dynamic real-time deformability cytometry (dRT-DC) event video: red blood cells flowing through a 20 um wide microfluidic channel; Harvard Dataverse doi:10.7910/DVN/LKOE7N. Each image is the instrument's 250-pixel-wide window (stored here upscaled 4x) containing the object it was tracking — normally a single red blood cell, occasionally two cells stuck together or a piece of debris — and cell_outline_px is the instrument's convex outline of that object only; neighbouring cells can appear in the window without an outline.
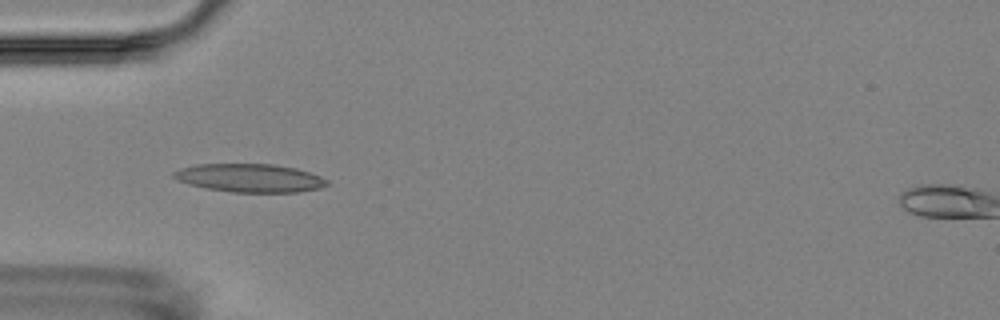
{"species": "Egyptian fruit bat (a non-hibernating species)", "species_latin": "Rousettus aegyptiacus", "temperature_condition": "room temperature", "stored_images_in_passage": 17, "camera_frame_rate_fps": 3000, "um_per_image_px": 0.085, "animal": {"sex": "female"}, "frame": {"image": 1, "passage_image": 6, "time_ms": 5.667, "image_size_px": [1000, 320], "cell_outline_px": [[328, 184], [320, 188], [296, 192], [232, 192], [204, 188], [188, 184], [172, 176], [172, 172], [180, 168], [196, 164], [272, 164], [296, 168], [320, 176], [328, 180]], "centroid_in_image_um": [21.21, 15.12], "position_along_channel_um": 63.8, "area_um2": 25.26}}
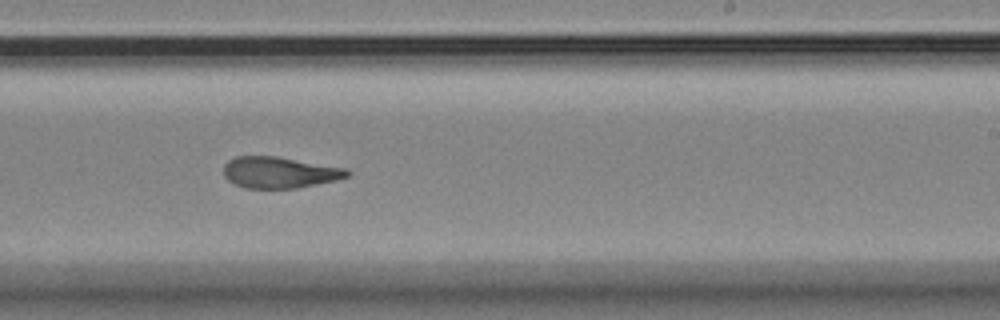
{"frame": {"image": 2, "passage_image": 11, "time_ms": 11.333, "image_size_px": [1000, 320], "cell_outline_px": [[352, 172], [348, 176], [336, 180], [296, 188], [244, 188], [228, 180], [224, 176], [224, 164], [228, 160], [236, 156], [276, 156], [348, 168]], "centroid_in_image_um": [23.77, 14.65], "position_along_channel_um": 265.2, "area_um2": 22.6}}
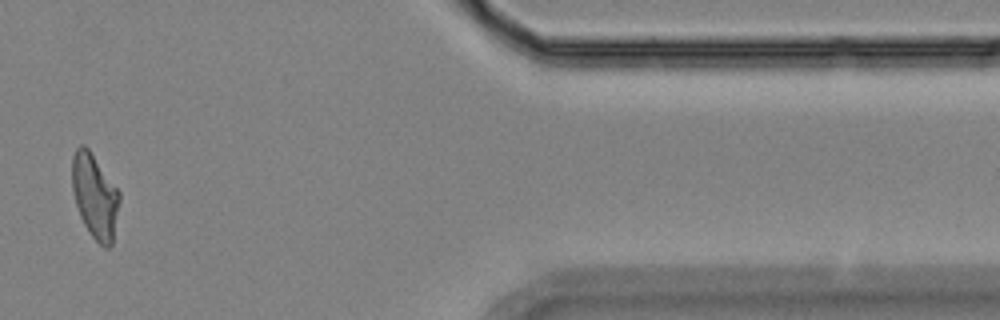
{"frame": {"image": 3, "passage_image": 15, "time_ms": 16.333, "image_size_px": [1000, 320], "cell_outline_px": [[120, 200], [112, 244], [108, 248], [104, 248], [92, 236], [84, 224], [80, 216], [76, 204], [72, 188], [72, 156], [76, 148], [80, 144], [84, 144], [88, 148], [120, 192]], "centroid_in_image_um": [8.06, 16.66], "position_along_channel_um": 403.3, "area_um2": 23.18}, "authors_computed_cell_mechanics": {"area_um2": 23.3512, "velocity_mm_per_s": 3.5743, "shape_relaxation_time_tau1_ms": null, "shape_relaxation_time_tau2_ms": 2.8967, "deformation_change_tau1": null, "deformation_change_tau2": 0.0906}}